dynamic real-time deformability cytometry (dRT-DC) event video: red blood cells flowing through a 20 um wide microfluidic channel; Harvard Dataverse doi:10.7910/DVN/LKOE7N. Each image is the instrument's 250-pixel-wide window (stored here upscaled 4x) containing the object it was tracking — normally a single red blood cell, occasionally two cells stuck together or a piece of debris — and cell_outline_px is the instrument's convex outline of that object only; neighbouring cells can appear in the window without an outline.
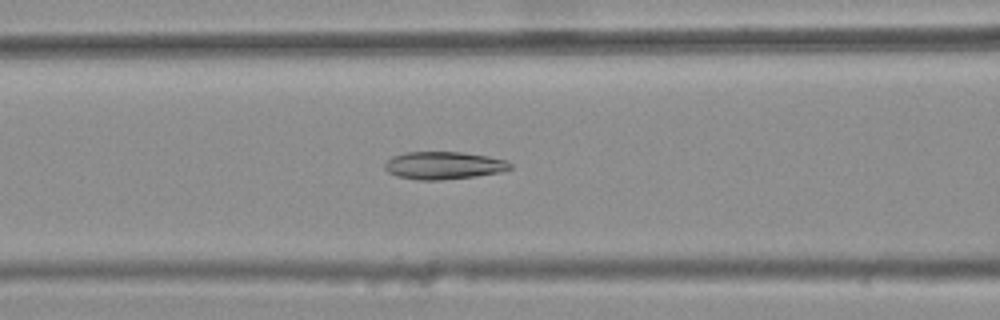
{"species": "common noctule bat (a hibernating species)", "species_latin": "Nyctalus noctula", "temperature_condition": "warm", "stored_images_in_passage": 37, "camera_frame_rate_fps": 3000, "um_per_image_px": 0.085, "animal": {"sex": "female", "body_mass_g": 25.1}, "frame": {"image": 1, "passage_image": 12, "time_ms": 3.667, "image_size_px": [1000, 320], "cell_outline_px": [[512, 168], [500, 172], [476, 176], [440, 180], [416, 180], [396, 176], [388, 172], [384, 168], [384, 164], [392, 156], [408, 152], [464, 152], [488, 156], [508, 160], [512, 164]], "centroid_in_image_um": [37.73, 14.06], "position_along_channel_um": 128.9, "area_um2": 20.35}}
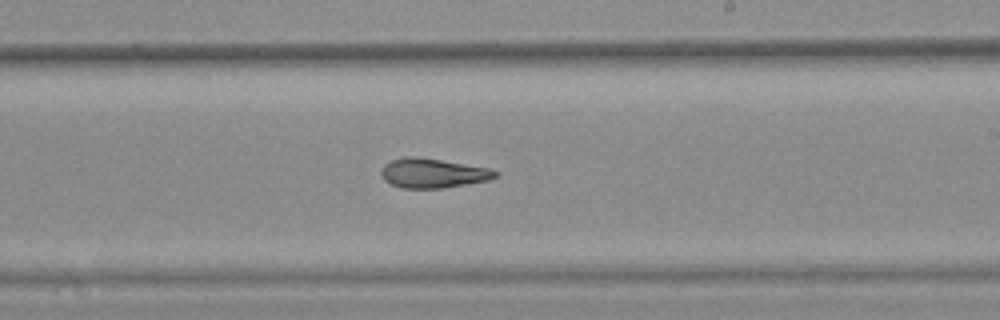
{"frame": {"image": 2, "passage_image": 22, "time_ms": 7.0, "image_size_px": [1000, 320], "cell_outline_px": [[496, 176], [488, 180], [440, 188], [400, 188], [384, 180], [380, 172], [384, 164], [392, 160], [404, 156], [412, 156], [440, 160], [492, 168], [496, 172]], "centroid_in_image_um": [36.75, 14.71], "position_along_channel_um": 252.2, "area_um2": 19.36}}
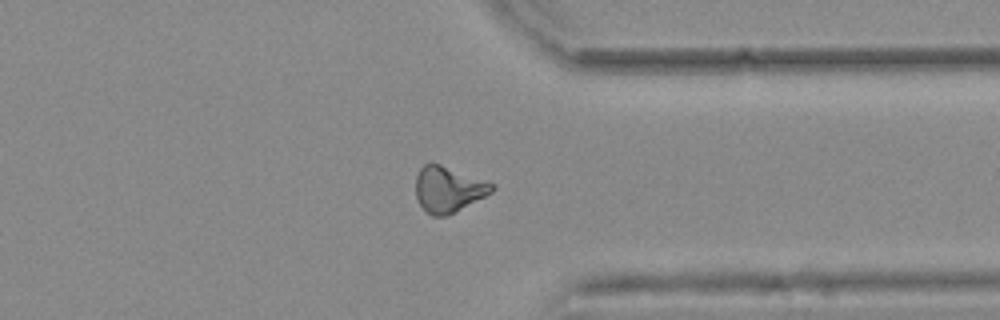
{"frame": {"image": 3, "passage_image": 32, "time_ms": 10.333, "image_size_px": [1000, 320], "cell_outline_px": [[496, 188], [492, 192], [444, 216], [432, 216], [420, 204], [416, 196], [416, 176], [420, 168], [424, 164], [432, 160], [488, 180], [496, 184]], "centroid_in_image_um": [38.12, 16.01], "position_along_channel_um": 373.3, "area_um2": 20.52}, "authors_computed_cell_mechanics": {"area_um2": 19.7676, "velocity_mm_per_s": 3.7063, "shape_relaxation_time_tau1_ms": null, "shape_relaxation_time_tau2_ms": 6.1042, "deformation_change_tau1": null, "deformation_change_tau2": 0.1308}}